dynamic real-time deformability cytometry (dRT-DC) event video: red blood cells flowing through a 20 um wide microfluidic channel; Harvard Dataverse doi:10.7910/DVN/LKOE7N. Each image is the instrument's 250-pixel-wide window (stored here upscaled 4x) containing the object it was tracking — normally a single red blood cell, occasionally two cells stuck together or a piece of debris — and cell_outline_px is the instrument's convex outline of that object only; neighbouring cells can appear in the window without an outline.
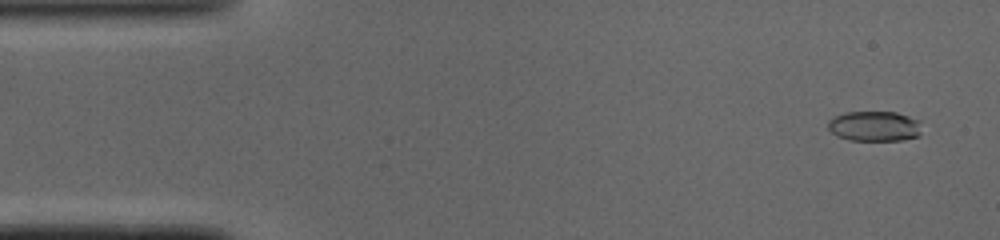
{"species": "common noctule bat (a hibernating species)", "species_latin": "Nyctalus noctula", "temperature_condition": "cold", "stored_images_in_passage": 44, "camera_frame_rate_fps": 3000, "um_per_image_px": 0.085, "animal": {"sex": "male", "body_mass_g": 19.0, "forearm_length_mm": 50.8}, "frame": {"image": 1, "passage_image": 3, "time_ms": 0.667, "image_size_px": [1000, 240], "cell_outline_px": [[920, 136], [900, 140], [848, 140], [836, 136], [828, 128], [828, 120], [844, 112], [896, 112], [920, 120]], "centroid_in_image_um": [74.32, 10.72], "position_along_channel_um": 10.7, "area_um2": 16.53}}
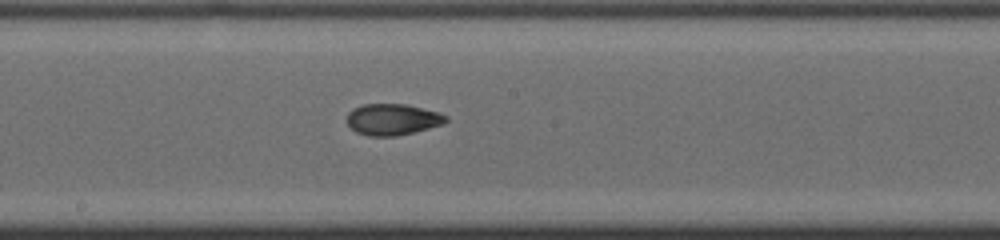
{"frame": {"image": 2, "passage_image": 26, "time_ms": 8.333, "image_size_px": [1000, 240], "cell_outline_px": [[448, 120], [444, 124], [396, 136], [368, 136], [356, 132], [348, 124], [348, 112], [352, 108], [364, 104], [408, 104], [440, 112], [448, 116]], "centroid_in_image_um": [33.39, 10.14], "position_along_channel_um": 214.8, "area_um2": 18.15}}
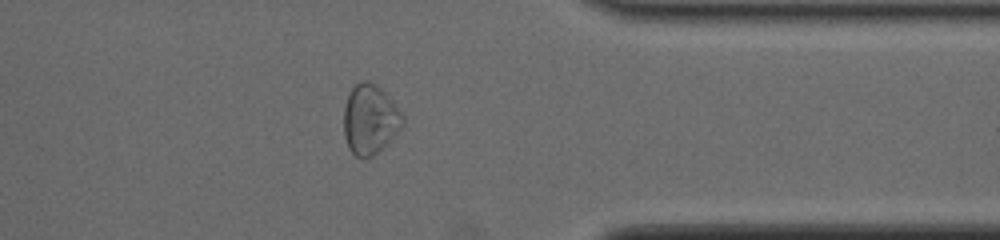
{"frame": {"image": 3, "passage_image": 39, "time_ms": 12.667, "image_size_px": [1000, 240], "cell_outline_px": [[404, 124], [372, 156], [356, 156], [348, 148], [344, 136], [344, 108], [348, 96], [352, 88], [356, 84], [364, 80], [368, 80], [380, 88], [388, 96], [400, 112], [404, 120]], "centroid_in_image_um": [31.41, 10.12], "position_along_channel_um": 380.0, "area_um2": 23.18}}